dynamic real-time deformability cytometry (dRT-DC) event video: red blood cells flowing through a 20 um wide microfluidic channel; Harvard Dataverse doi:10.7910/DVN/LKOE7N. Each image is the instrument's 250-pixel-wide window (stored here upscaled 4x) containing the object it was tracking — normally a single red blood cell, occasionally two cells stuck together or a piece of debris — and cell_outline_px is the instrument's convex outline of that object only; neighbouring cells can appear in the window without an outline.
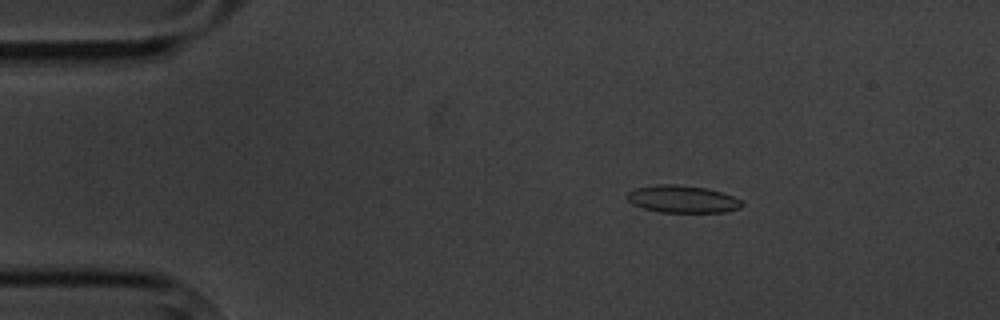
{"species": "common noctule bat (a hibernating species)", "species_latin": "Nyctalus noctula", "temperature_condition": "cold", "stored_images_in_passage": 4, "camera_frame_rate_fps": 3000, "um_per_image_px": 0.085, "animal": {"sex": "male", "body_mass_g": 20.1, "forearm_length_mm": 53.5}, "frame": {"image": 1, "passage_image": 2, "time_ms": 1.0, "image_size_px": [1000, 320], "cell_outline_px": [[744, 204], [740, 208], [724, 212], [660, 212], [644, 208], [632, 204], [628, 200], [628, 192], [636, 188], [656, 184], [676, 184], [708, 188], [732, 196], [740, 200]], "centroid_in_image_um": [58.01, 16.92], "position_along_channel_um": 27.0, "area_um2": 18.21}}